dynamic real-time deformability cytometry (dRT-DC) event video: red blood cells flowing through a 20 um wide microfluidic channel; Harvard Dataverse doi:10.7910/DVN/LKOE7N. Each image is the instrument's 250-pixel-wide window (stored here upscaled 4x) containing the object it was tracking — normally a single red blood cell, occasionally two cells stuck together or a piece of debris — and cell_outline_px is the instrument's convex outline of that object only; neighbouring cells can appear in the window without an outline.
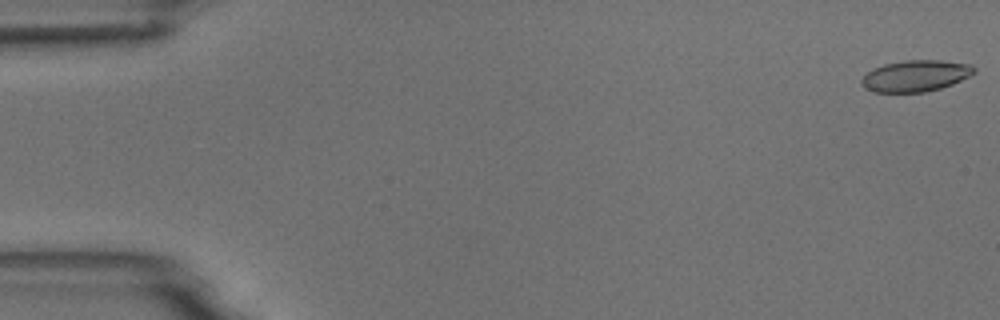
{"species": "common noctule bat (a hibernating species)", "species_latin": "Nyctalus noctula", "temperature_condition": "room temperature", "stored_images_in_passage": 4, "camera_frame_rate_fps": 3000, "um_per_image_px": 0.085, "animal": {"sex": "male", "body_mass_g": 18.8}, "frame": {"image": 1, "passage_image": 1, "time_ms": 0.0, "image_size_px": [1000, 320], "cell_outline_px": [[976, 72], [952, 84], [940, 88], [924, 92], [872, 92], [864, 88], [860, 84], [860, 80], [872, 68], [884, 64], [904, 60], [940, 60], [972, 64], [976, 68]], "centroid_in_image_um": [77.8, 6.44], "position_along_channel_um": 7.2, "area_um2": 20.69}}